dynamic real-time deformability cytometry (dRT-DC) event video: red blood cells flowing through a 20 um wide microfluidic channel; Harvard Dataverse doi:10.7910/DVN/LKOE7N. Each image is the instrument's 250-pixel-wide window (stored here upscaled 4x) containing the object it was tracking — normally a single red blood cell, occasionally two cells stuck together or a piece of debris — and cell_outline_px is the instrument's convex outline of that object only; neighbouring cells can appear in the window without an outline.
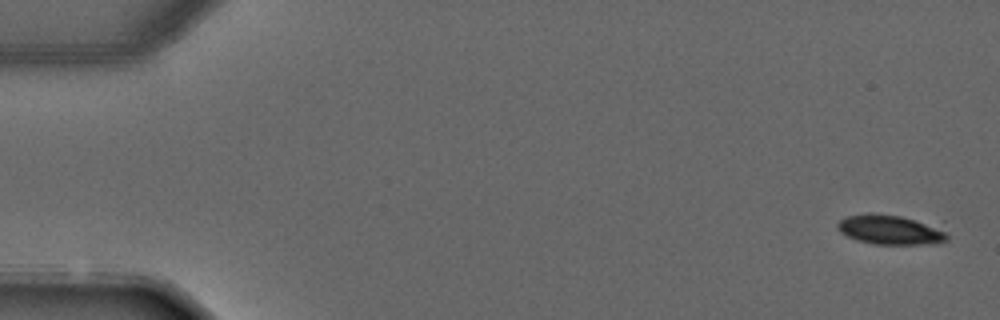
{"species": "common noctule bat (a hibernating species)", "species_latin": "Nyctalus noctula", "temperature_condition": "warm", "stored_images_in_passage": 5, "camera_frame_rate_fps": 3000, "um_per_image_px": 0.085, "animal": {"sex": "male", "forearm_length_mm": 52.5}, "frame": {"image": 1, "passage_image": 1, "time_ms": 0.0, "image_size_px": [1000, 320], "cell_outline_px": [[948, 240], [940, 244], [876, 244], [856, 240], [840, 232], [836, 228], [836, 224], [840, 220], [848, 216], [868, 212], [872, 212], [944, 220], [948, 236]], "centroid_in_image_um": [75.93, 19.47], "position_along_channel_um": 9.1, "area_um2": 20.69}}
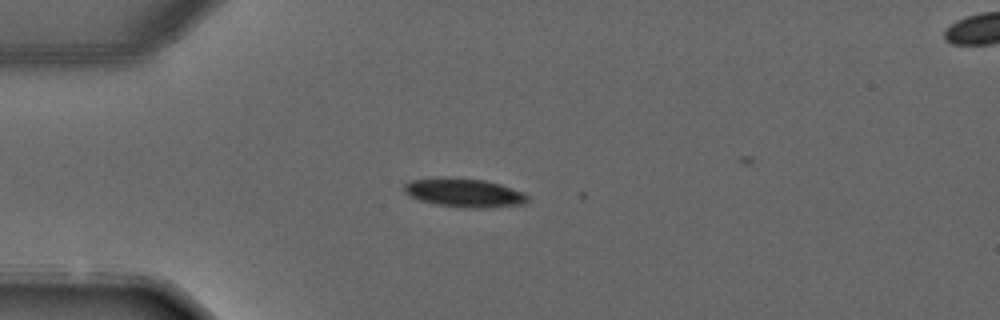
{"frame": {"image": 2, "passage_image": 3, "time_ms": 3.333, "image_size_px": [1000, 320], "cell_outline_px": [[528, 200], [524, 204], [492, 208], [464, 208], [436, 204], [420, 200], [408, 196], [404, 192], [404, 184], [412, 180], [444, 176], [484, 180], [500, 184], [524, 192], [528, 196]], "centroid_in_image_um": [39.46, 16.38], "position_along_channel_um": 45.5, "area_um2": 20.98}}